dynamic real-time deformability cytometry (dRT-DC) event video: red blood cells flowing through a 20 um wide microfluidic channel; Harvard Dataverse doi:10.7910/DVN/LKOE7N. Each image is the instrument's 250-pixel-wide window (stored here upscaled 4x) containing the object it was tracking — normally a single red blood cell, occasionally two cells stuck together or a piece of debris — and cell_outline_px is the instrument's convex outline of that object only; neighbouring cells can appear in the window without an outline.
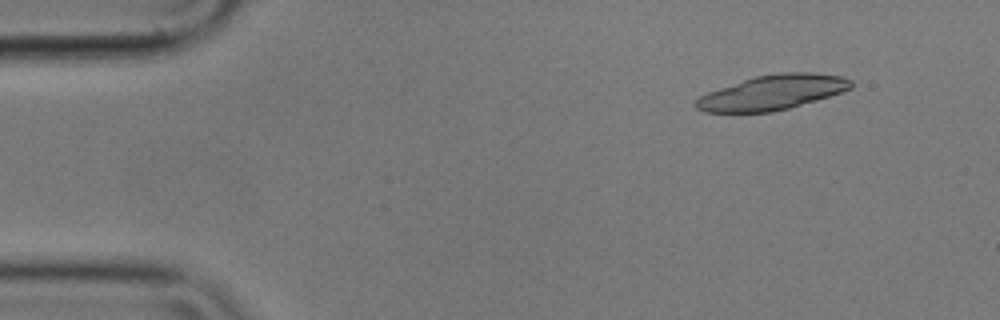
{"species": "common noctule bat (a hibernating species)", "species_latin": "Nyctalus noctula", "temperature_condition": "cold", "stored_images_in_passage": 42, "camera_frame_rate_fps": 3000, "um_per_image_px": 0.085, "animal": {"sex": "male", "body_mass_g": 17.9}, "frame": {"image": 1, "passage_image": 6, "time_ms": 1.667, "image_size_px": [1000, 320], "cell_outline_px": [[852, 88], [816, 100], [788, 108], [772, 112], [704, 112], [696, 108], [696, 100], [700, 96], [708, 92], [756, 76], [780, 72], [808, 72], [840, 76], [852, 80]], "centroid_in_image_um": [65.65, 7.86], "position_along_channel_um": 19.3, "area_um2": 30.92}}